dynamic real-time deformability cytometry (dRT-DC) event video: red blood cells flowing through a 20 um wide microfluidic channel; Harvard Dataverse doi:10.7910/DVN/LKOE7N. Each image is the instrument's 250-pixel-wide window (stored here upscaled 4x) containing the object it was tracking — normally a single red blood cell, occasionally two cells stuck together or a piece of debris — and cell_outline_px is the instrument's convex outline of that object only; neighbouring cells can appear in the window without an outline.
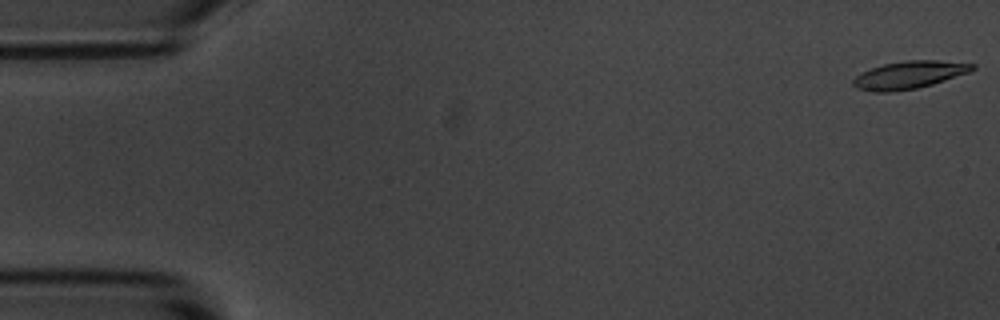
{"species": "common noctule bat (a hibernating species)", "species_latin": "Nyctalus noctula", "temperature_condition": "room temperature", "stored_images_in_passage": 11, "camera_frame_rate_fps": 3000, "um_per_image_px": 0.085, "animal": {"sex": "male", "body_mass_g": 20.1, "forearm_length_mm": 53.5}, "frame": {"image": 1, "passage_image": 1, "time_ms": 0.0, "image_size_px": [1000, 320], "cell_outline_px": [[976, 68], [968, 72], [932, 84], [916, 88], [888, 92], [872, 92], [856, 88], [852, 84], [852, 80], [860, 72], [884, 64], [904, 60], [936, 60], [976, 64]], "centroid_in_image_um": [77.23, 6.36], "position_along_channel_um": 7.8, "area_um2": 19.07}}